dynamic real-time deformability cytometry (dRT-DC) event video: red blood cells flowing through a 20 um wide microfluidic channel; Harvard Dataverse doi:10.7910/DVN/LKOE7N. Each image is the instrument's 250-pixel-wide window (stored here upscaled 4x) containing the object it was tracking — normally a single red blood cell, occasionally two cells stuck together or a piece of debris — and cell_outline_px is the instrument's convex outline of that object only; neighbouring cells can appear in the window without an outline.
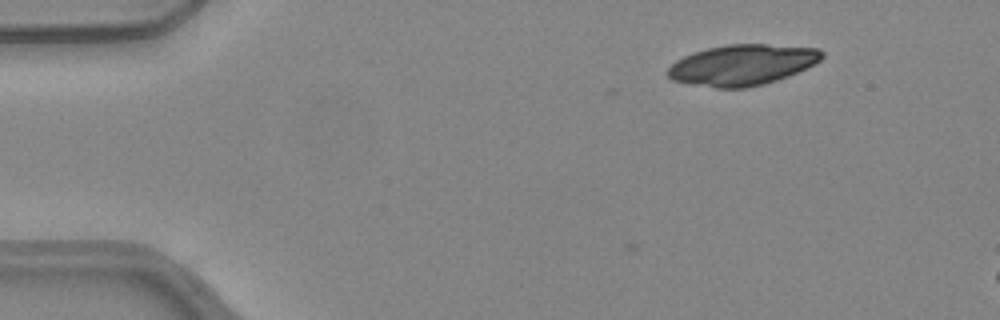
{"species": "common noctule bat (a hibernating species)", "species_latin": "Nyctalus noctula", "temperature_condition": "warm", "stored_images_in_passage": 3, "camera_frame_rate_fps": 3000, "um_per_image_px": 0.085, "animal": {"sex": "female", "body_mass_g": 24.6, "forearm_length_mm": 56.2}, "frame": {"image": 1, "passage_image": 3, "time_ms": 0.667, "image_size_px": [1000, 320], "cell_outline_px": [[824, 56], [816, 64], [788, 76], [764, 84], [744, 88], [716, 88], [692, 84], [672, 80], [668, 76], [668, 68], [676, 60], [684, 56], [708, 48], [728, 44], [768, 44], [820, 48], [824, 52]], "centroid_in_image_um": [63.14, 5.51], "position_along_channel_um": 21.9, "area_um2": 36.59}}